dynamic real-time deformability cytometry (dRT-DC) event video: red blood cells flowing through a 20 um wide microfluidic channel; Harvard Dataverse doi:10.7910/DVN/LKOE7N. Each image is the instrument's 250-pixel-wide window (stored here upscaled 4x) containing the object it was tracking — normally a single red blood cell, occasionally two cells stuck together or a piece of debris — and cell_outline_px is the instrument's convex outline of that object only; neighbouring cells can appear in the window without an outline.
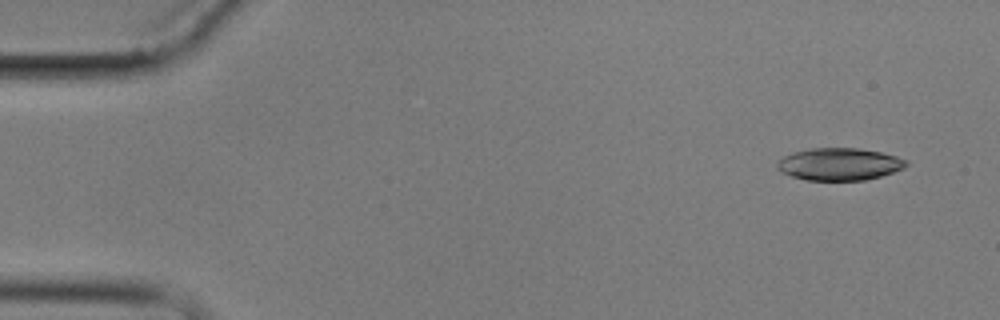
{"species": "common noctule bat (a hibernating species)", "species_latin": "Nyctalus noctula", "temperature_condition": "cold", "stored_images_in_passage": 3, "camera_frame_rate_fps": 3000, "um_per_image_px": 0.085, "animal": {"sex": "male", "body_mass_g": 17.9}, "frame": {"image": 1, "passage_image": 2, "time_ms": 1.0, "image_size_px": [1000, 320], "cell_outline_px": [[908, 164], [904, 168], [880, 176], [864, 180], [808, 180], [792, 176], [780, 172], [776, 168], [776, 164], [784, 156], [792, 152], [812, 148], [856, 148], [880, 152], [896, 156], [908, 160]], "centroid_in_image_um": [71.33, 13.95], "position_along_channel_um": 13.7, "area_um2": 24.22}}